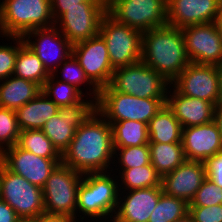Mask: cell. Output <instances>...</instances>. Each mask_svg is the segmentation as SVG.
<instances>
[{
    "label": "cell",
    "instance_id": "obj_14",
    "mask_svg": "<svg viewBox=\"0 0 222 222\" xmlns=\"http://www.w3.org/2000/svg\"><path fill=\"white\" fill-rule=\"evenodd\" d=\"M72 54L98 90L109 85L115 69L109 60L105 41L99 34L74 44Z\"/></svg>",
    "mask_w": 222,
    "mask_h": 222
},
{
    "label": "cell",
    "instance_id": "obj_13",
    "mask_svg": "<svg viewBox=\"0 0 222 222\" xmlns=\"http://www.w3.org/2000/svg\"><path fill=\"white\" fill-rule=\"evenodd\" d=\"M179 93L219 104V76L217 65L189 63L188 66L170 83Z\"/></svg>",
    "mask_w": 222,
    "mask_h": 222
},
{
    "label": "cell",
    "instance_id": "obj_4",
    "mask_svg": "<svg viewBox=\"0 0 222 222\" xmlns=\"http://www.w3.org/2000/svg\"><path fill=\"white\" fill-rule=\"evenodd\" d=\"M54 26L51 0H2L0 37L21 36L37 28ZM2 35V36H1Z\"/></svg>",
    "mask_w": 222,
    "mask_h": 222
},
{
    "label": "cell",
    "instance_id": "obj_28",
    "mask_svg": "<svg viewBox=\"0 0 222 222\" xmlns=\"http://www.w3.org/2000/svg\"><path fill=\"white\" fill-rule=\"evenodd\" d=\"M13 75L32 81L41 88L50 76L42 61L25 43L18 50Z\"/></svg>",
    "mask_w": 222,
    "mask_h": 222
},
{
    "label": "cell",
    "instance_id": "obj_42",
    "mask_svg": "<svg viewBox=\"0 0 222 222\" xmlns=\"http://www.w3.org/2000/svg\"><path fill=\"white\" fill-rule=\"evenodd\" d=\"M36 222H75L72 218L65 215L43 213L36 218ZM77 222H79L77 220Z\"/></svg>",
    "mask_w": 222,
    "mask_h": 222
},
{
    "label": "cell",
    "instance_id": "obj_5",
    "mask_svg": "<svg viewBox=\"0 0 222 222\" xmlns=\"http://www.w3.org/2000/svg\"><path fill=\"white\" fill-rule=\"evenodd\" d=\"M164 104L166 99L138 98L116 92L108 85L99 90L96 110L110 125L123 120L140 121L148 125Z\"/></svg>",
    "mask_w": 222,
    "mask_h": 222
},
{
    "label": "cell",
    "instance_id": "obj_29",
    "mask_svg": "<svg viewBox=\"0 0 222 222\" xmlns=\"http://www.w3.org/2000/svg\"><path fill=\"white\" fill-rule=\"evenodd\" d=\"M16 145L39 157L62 160V155L42 130L21 131Z\"/></svg>",
    "mask_w": 222,
    "mask_h": 222
},
{
    "label": "cell",
    "instance_id": "obj_8",
    "mask_svg": "<svg viewBox=\"0 0 222 222\" xmlns=\"http://www.w3.org/2000/svg\"><path fill=\"white\" fill-rule=\"evenodd\" d=\"M142 34L117 22L108 13L103 17L99 35L105 41L109 60L114 69L141 61Z\"/></svg>",
    "mask_w": 222,
    "mask_h": 222
},
{
    "label": "cell",
    "instance_id": "obj_38",
    "mask_svg": "<svg viewBox=\"0 0 222 222\" xmlns=\"http://www.w3.org/2000/svg\"><path fill=\"white\" fill-rule=\"evenodd\" d=\"M194 222H222V204L212 206H189Z\"/></svg>",
    "mask_w": 222,
    "mask_h": 222
},
{
    "label": "cell",
    "instance_id": "obj_40",
    "mask_svg": "<svg viewBox=\"0 0 222 222\" xmlns=\"http://www.w3.org/2000/svg\"><path fill=\"white\" fill-rule=\"evenodd\" d=\"M83 2H107L106 0H51V11L54 22L69 8L81 7Z\"/></svg>",
    "mask_w": 222,
    "mask_h": 222
},
{
    "label": "cell",
    "instance_id": "obj_36",
    "mask_svg": "<svg viewBox=\"0 0 222 222\" xmlns=\"http://www.w3.org/2000/svg\"><path fill=\"white\" fill-rule=\"evenodd\" d=\"M10 39L15 45H0V81L13 75L18 50L25 43L21 36H9Z\"/></svg>",
    "mask_w": 222,
    "mask_h": 222
},
{
    "label": "cell",
    "instance_id": "obj_43",
    "mask_svg": "<svg viewBox=\"0 0 222 222\" xmlns=\"http://www.w3.org/2000/svg\"><path fill=\"white\" fill-rule=\"evenodd\" d=\"M213 121L216 123L222 137V104L215 107Z\"/></svg>",
    "mask_w": 222,
    "mask_h": 222
},
{
    "label": "cell",
    "instance_id": "obj_30",
    "mask_svg": "<svg viewBox=\"0 0 222 222\" xmlns=\"http://www.w3.org/2000/svg\"><path fill=\"white\" fill-rule=\"evenodd\" d=\"M119 177L121 178V183H118L119 191L161 186V176L156 172L152 164L124 169Z\"/></svg>",
    "mask_w": 222,
    "mask_h": 222
},
{
    "label": "cell",
    "instance_id": "obj_47",
    "mask_svg": "<svg viewBox=\"0 0 222 222\" xmlns=\"http://www.w3.org/2000/svg\"><path fill=\"white\" fill-rule=\"evenodd\" d=\"M19 222H36V218L35 219H21Z\"/></svg>",
    "mask_w": 222,
    "mask_h": 222
},
{
    "label": "cell",
    "instance_id": "obj_11",
    "mask_svg": "<svg viewBox=\"0 0 222 222\" xmlns=\"http://www.w3.org/2000/svg\"><path fill=\"white\" fill-rule=\"evenodd\" d=\"M95 111L96 100L82 98L75 104L60 106L58 113L47 120L41 130L62 155L68 149L77 128L83 125Z\"/></svg>",
    "mask_w": 222,
    "mask_h": 222
},
{
    "label": "cell",
    "instance_id": "obj_26",
    "mask_svg": "<svg viewBox=\"0 0 222 222\" xmlns=\"http://www.w3.org/2000/svg\"><path fill=\"white\" fill-rule=\"evenodd\" d=\"M151 164L162 177L172 172L185 160L183 145L180 143H149Z\"/></svg>",
    "mask_w": 222,
    "mask_h": 222
},
{
    "label": "cell",
    "instance_id": "obj_27",
    "mask_svg": "<svg viewBox=\"0 0 222 222\" xmlns=\"http://www.w3.org/2000/svg\"><path fill=\"white\" fill-rule=\"evenodd\" d=\"M113 148L135 147L149 144L148 126L140 121L113 122Z\"/></svg>",
    "mask_w": 222,
    "mask_h": 222
},
{
    "label": "cell",
    "instance_id": "obj_20",
    "mask_svg": "<svg viewBox=\"0 0 222 222\" xmlns=\"http://www.w3.org/2000/svg\"><path fill=\"white\" fill-rule=\"evenodd\" d=\"M119 192L118 206L112 222H148L163 194L161 186ZM125 193L127 194L123 196Z\"/></svg>",
    "mask_w": 222,
    "mask_h": 222
},
{
    "label": "cell",
    "instance_id": "obj_23",
    "mask_svg": "<svg viewBox=\"0 0 222 222\" xmlns=\"http://www.w3.org/2000/svg\"><path fill=\"white\" fill-rule=\"evenodd\" d=\"M59 107L42 91L31 101L16 110L21 131L41 130L44 124L58 113Z\"/></svg>",
    "mask_w": 222,
    "mask_h": 222
},
{
    "label": "cell",
    "instance_id": "obj_6",
    "mask_svg": "<svg viewBox=\"0 0 222 222\" xmlns=\"http://www.w3.org/2000/svg\"><path fill=\"white\" fill-rule=\"evenodd\" d=\"M109 86L138 98L166 99L170 82L144 62L116 68Z\"/></svg>",
    "mask_w": 222,
    "mask_h": 222
},
{
    "label": "cell",
    "instance_id": "obj_2",
    "mask_svg": "<svg viewBox=\"0 0 222 222\" xmlns=\"http://www.w3.org/2000/svg\"><path fill=\"white\" fill-rule=\"evenodd\" d=\"M141 61L171 83L190 63L181 28L167 24L143 32Z\"/></svg>",
    "mask_w": 222,
    "mask_h": 222
},
{
    "label": "cell",
    "instance_id": "obj_44",
    "mask_svg": "<svg viewBox=\"0 0 222 222\" xmlns=\"http://www.w3.org/2000/svg\"><path fill=\"white\" fill-rule=\"evenodd\" d=\"M217 70L219 76V90H220L219 104H222V63L217 65Z\"/></svg>",
    "mask_w": 222,
    "mask_h": 222
},
{
    "label": "cell",
    "instance_id": "obj_46",
    "mask_svg": "<svg viewBox=\"0 0 222 222\" xmlns=\"http://www.w3.org/2000/svg\"><path fill=\"white\" fill-rule=\"evenodd\" d=\"M173 222H194L193 218L191 217V215L188 213L186 214L184 217L176 220V221H173Z\"/></svg>",
    "mask_w": 222,
    "mask_h": 222
},
{
    "label": "cell",
    "instance_id": "obj_45",
    "mask_svg": "<svg viewBox=\"0 0 222 222\" xmlns=\"http://www.w3.org/2000/svg\"><path fill=\"white\" fill-rule=\"evenodd\" d=\"M214 23L217 27V30L219 32V35H220V38L222 41V10H221L220 14L216 17Z\"/></svg>",
    "mask_w": 222,
    "mask_h": 222
},
{
    "label": "cell",
    "instance_id": "obj_16",
    "mask_svg": "<svg viewBox=\"0 0 222 222\" xmlns=\"http://www.w3.org/2000/svg\"><path fill=\"white\" fill-rule=\"evenodd\" d=\"M23 39L42 61L43 67L49 74H52L72 54L73 45L55 25L28 31Z\"/></svg>",
    "mask_w": 222,
    "mask_h": 222
},
{
    "label": "cell",
    "instance_id": "obj_31",
    "mask_svg": "<svg viewBox=\"0 0 222 222\" xmlns=\"http://www.w3.org/2000/svg\"><path fill=\"white\" fill-rule=\"evenodd\" d=\"M58 77L60 76L57 74H50L42 86V92L58 107L75 104L86 97L84 92H81L74 85L56 80Z\"/></svg>",
    "mask_w": 222,
    "mask_h": 222
},
{
    "label": "cell",
    "instance_id": "obj_19",
    "mask_svg": "<svg viewBox=\"0 0 222 222\" xmlns=\"http://www.w3.org/2000/svg\"><path fill=\"white\" fill-rule=\"evenodd\" d=\"M206 178L204 162L185 160L175 170L161 177V187L164 194L189 204Z\"/></svg>",
    "mask_w": 222,
    "mask_h": 222
},
{
    "label": "cell",
    "instance_id": "obj_21",
    "mask_svg": "<svg viewBox=\"0 0 222 222\" xmlns=\"http://www.w3.org/2000/svg\"><path fill=\"white\" fill-rule=\"evenodd\" d=\"M184 156L189 161L205 162L222 151V137L214 121L182 128Z\"/></svg>",
    "mask_w": 222,
    "mask_h": 222
},
{
    "label": "cell",
    "instance_id": "obj_34",
    "mask_svg": "<svg viewBox=\"0 0 222 222\" xmlns=\"http://www.w3.org/2000/svg\"><path fill=\"white\" fill-rule=\"evenodd\" d=\"M119 156V157H118ZM119 163L120 174L124 169L137 168L151 164L149 144L135 147L114 148V159Z\"/></svg>",
    "mask_w": 222,
    "mask_h": 222
},
{
    "label": "cell",
    "instance_id": "obj_18",
    "mask_svg": "<svg viewBox=\"0 0 222 222\" xmlns=\"http://www.w3.org/2000/svg\"><path fill=\"white\" fill-rule=\"evenodd\" d=\"M222 10V0H170L167 24L175 28L215 21Z\"/></svg>",
    "mask_w": 222,
    "mask_h": 222
},
{
    "label": "cell",
    "instance_id": "obj_7",
    "mask_svg": "<svg viewBox=\"0 0 222 222\" xmlns=\"http://www.w3.org/2000/svg\"><path fill=\"white\" fill-rule=\"evenodd\" d=\"M82 177V173L58 164L42 188L45 213L65 215L76 222L77 192Z\"/></svg>",
    "mask_w": 222,
    "mask_h": 222
},
{
    "label": "cell",
    "instance_id": "obj_39",
    "mask_svg": "<svg viewBox=\"0 0 222 222\" xmlns=\"http://www.w3.org/2000/svg\"><path fill=\"white\" fill-rule=\"evenodd\" d=\"M204 164L207 178L222 188V151L209 157Z\"/></svg>",
    "mask_w": 222,
    "mask_h": 222
},
{
    "label": "cell",
    "instance_id": "obj_3",
    "mask_svg": "<svg viewBox=\"0 0 222 222\" xmlns=\"http://www.w3.org/2000/svg\"><path fill=\"white\" fill-rule=\"evenodd\" d=\"M114 175H111V172L83 174L77 192L76 208L77 214L82 213L80 215L82 222L85 216L87 219L90 217L93 222L95 219V221L102 220L100 222H105L107 219L108 222L109 219L112 221L118 206V183L120 182L119 179L118 182L116 181L117 178L115 179Z\"/></svg>",
    "mask_w": 222,
    "mask_h": 222
},
{
    "label": "cell",
    "instance_id": "obj_9",
    "mask_svg": "<svg viewBox=\"0 0 222 222\" xmlns=\"http://www.w3.org/2000/svg\"><path fill=\"white\" fill-rule=\"evenodd\" d=\"M0 199L8 203L20 219H35L45 213L42 188L12 173L1 162Z\"/></svg>",
    "mask_w": 222,
    "mask_h": 222
},
{
    "label": "cell",
    "instance_id": "obj_41",
    "mask_svg": "<svg viewBox=\"0 0 222 222\" xmlns=\"http://www.w3.org/2000/svg\"><path fill=\"white\" fill-rule=\"evenodd\" d=\"M20 220L14 209L0 199V222H19Z\"/></svg>",
    "mask_w": 222,
    "mask_h": 222
},
{
    "label": "cell",
    "instance_id": "obj_33",
    "mask_svg": "<svg viewBox=\"0 0 222 222\" xmlns=\"http://www.w3.org/2000/svg\"><path fill=\"white\" fill-rule=\"evenodd\" d=\"M60 68L58 67L52 74L58 73V69L62 70L59 71L62 72L61 78L57 79L62 82H67L68 84L74 85L76 88H78L82 92V88L80 86L84 83L86 86H89V92H87L85 95H89L90 99L93 98L97 101L99 96V90L89 81V79L86 77L85 72L83 68L80 66L78 60L75 58L73 54H71L65 61H63L60 65ZM63 67V68H62ZM64 74V75H63ZM92 86V87H91Z\"/></svg>",
    "mask_w": 222,
    "mask_h": 222
},
{
    "label": "cell",
    "instance_id": "obj_37",
    "mask_svg": "<svg viewBox=\"0 0 222 222\" xmlns=\"http://www.w3.org/2000/svg\"><path fill=\"white\" fill-rule=\"evenodd\" d=\"M217 204H222V188L206 178L189 206H212Z\"/></svg>",
    "mask_w": 222,
    "mask_h": 222
},
{
    "label": "cell",
    "instance_id": "obj_24",
    "mask_svg": "<svg viewBox=\"0 0 222 222\" xmlns=\"http://www.w3.org/2000/svg\"><path fill=\"white\" fill-rule=\"evenodd\" d=\"M0 82V107L15 111L42 91L38 84L14 75Z\"/></svg>",
    "mask_w": 222,
    "mask_h": 222
},
{
    "label": "cell",
    "instance_id": "obj_25",
    "mask_svg": "<svg viewBox=\"0 0 222 222\" xmlns=\"http://www.w3.org/2000/svg\"><path fill=\"white\" fill-rule=\"evenodd\" d=\"M149 143L182 142V126L172 110L164 104L148 123Z\"/></svg>",
    "mask_w": 222,
    "mask_h": 222
},
{
    "label": "cell",
    "instance_id": "obj_12",
    "mask_svg": "<svg viewBox=\"0 0 222 222\" xmlns=\"http://www.w3.org/2000/svg\"><path fill=\"white\" fill-rule=\"evenodd\" d=\"M106 14L107 2H83L81 7L69 8L54 25L74 45L98 35Z\"/></svg>",
    "mask_w": 222,
    "mask_h": 222
},
{
    "label": "cell",
    "instance_id": "obj_32",
    "mask_svg": "<svg viewBox=\"0 0 222 222\" xmlns=\"http://www.w3.org/2000/svg\"><path fill=\"white\" fill-rule=\"evenodd\" d=\"M189 213V204L180 198L162 194L148 222H173Z\"/></svg>",
    "mask_w": 222,
    "mask_h": 222
},
{
    "label": "cell",
    "instance_id": "obj_17",
    "mask_svg": "<svg viewBox=\"0 0 222 222\" xmlns=\"http://www.w3.org/2000/svg\"><path fill=\"white\" fill-rule=\"evenodd\" d=\"M0 162L12 173L24 177L28 182L43 188L51 172L62 160L39 157L14 145L0 154Z\"/></svg>",
    "mask_w": 222,
    "mask_h": 222
},
{
    "label": "cell",
    "instance_id": "obj_15",
    "mask_svg": "<svg viewBox=\"0 0 222 222\" xmlns=\"http://www.w3.org/2000/svg\"><path fill=\"white\" fill-rule=\"evenodd\" d=\"M191 63L218 65L222 63V41L214 22L181 28Z\"/></svg>",
    "mask_w": 222,
    "mask_h": 222
},
{
    "label": "cell",
    "instance_id": "obj_10",
    "mask_svg": "<svg viewBox=\"0 0 222 222\" xmlns=\"http://www.w3.org/2000/svg\"><path fill=\"white\" fill-rule=\"evenodd\" d=\"M107 13L117 22L142 33L167 25L164 0H108Z\"/></svg>",
    "mask_w": 222,
    "mask_h": 222
},
{
    "label": "cell",
    "instance_id": "obj_22",
    "mask_svg": "<svg viewBox=\"0 0 222 222\" xmlns=\"http://www.w3.org/2000/svg\"><path fill=\"white\" fill-rule=\"evenodd\" d=\"M169 89L166 104L181 123L182 128L198 126L213 121L216 107L213 103L179 94L171 85Z\"/></svg>",
    "mask_w": 222,
    "mask_h": 222
},
{
    "label": "cell",
    "instance_id": "obj_35",
    "mask_svg": "<svg viewBox=\"0 0 222 222\" xmlns=\"http://www.w3.org/2000/svg\"><path fill=\"white\" fill-rule=\"evenodd\" d=\"M20 132L16 111L0 107V154L17 144Z\"/></svg>",
    "mask_w": 222,
    "mask_h": 222
},
{
    "label": "cell",
    "instance_id": "obj_1",
    "mask_svg": "<svg viewBox=\"0 0 222 222\" xmlns=\"http://www.w3.org/2000/svg\"><path fill=\"white\" fill-rule=\"evenodd\" d=\"M113 158L112 126L96 110L75 131L68 149L62 154V163L82 174L108 172L114 170L110 168L111 163L115 164Z\"/></svg>",
    "mask_w": 222,
    "mask_h": 222
}]
</instances>
